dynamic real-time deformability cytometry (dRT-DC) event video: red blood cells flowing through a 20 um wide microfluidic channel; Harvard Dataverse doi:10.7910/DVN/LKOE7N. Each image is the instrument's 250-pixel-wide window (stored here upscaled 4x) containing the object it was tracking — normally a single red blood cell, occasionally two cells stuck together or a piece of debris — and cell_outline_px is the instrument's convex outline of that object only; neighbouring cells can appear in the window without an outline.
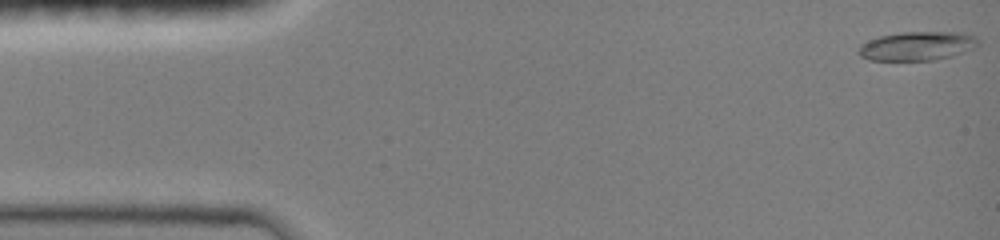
{"species": "common noctule bat (a hibernating species)", "species_latin": "Nyctalus noctula", "temperature_condition": "room temperature", "stored_images_in_passage": 11, "camera_frame_rate_fps": 3000, "um_per_image_px": 0.085, "animal": {"sex": "female", "body_mass_g": 19.0, "forearm_length_mm": 51.5}, "frame": {"image": 1, "passage_image": 1, "time_ms": 0.0, "image_size_px": [1000, 240], "cell_outline_px": [[980, 44], [972, 48], [948, 56], [932, 60], [872, 60], [860, 56], [856, 52], [860, 44], [880, 36], [904, 32], [952, 32], [976, 36], [980, 40]], "centroid_in_image_um": [77.92, 3.9], "position_along_channel_um": 7.1, "area_um2": 19.83}}
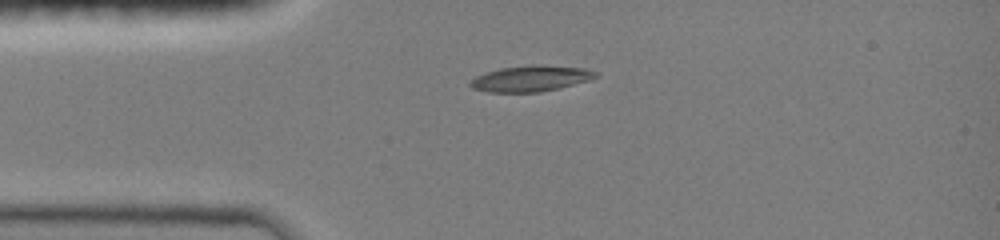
{"frame": {"image": 2, "passage_image": 7, "time_ms": 2.0, "image_size_px": [1000, 240], "cell_outline_px": [[596, 76], [588, 80], [540, 92], [488, 92], [472, 88], [468, 84], [476, 76], [500, 68], [584, 68], [596, 72]], "centroid_in_image_um": [45.01, 6.74], "position_along_channel_um": 40.0, "area_um2": 17.34}}
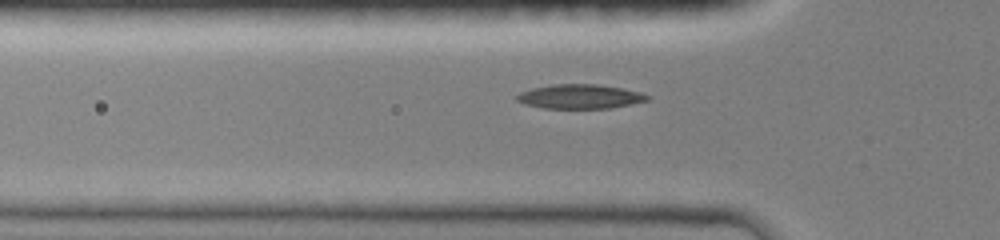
{"frame": {"image": 3, "passage_image": 10, "time_ms": 3.0, "image_size_px": [1000, 240], "cell_outline_px": [[652, 96], [648, 100], [612, 108], [544, 108], [524, 104], [516, 100], [516, 96], [520, 92], [532, 88], [552, 84], [596, 84], [620, 88], [640, 92]], "centroid_in_image_um": [49.28, 8.2], "position_along_channel_um": 76.5, "area_um2": 18.44}}